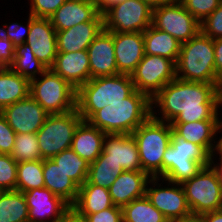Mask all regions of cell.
<instances>
[{"label":"cell","mask_w":222,"mask_h":222,"mask_svg":"<svg viewBox=\"0 0 222 222\" xmlns=\"http://www.w3.org/2000/svg\"><path fill=\"white\" fill-rule=\"evenodd\" d=\"M16 133L0 113V154H11Z\"/></svg>","instance_id":"obj_43"},{"label":"cell","mask_w":222,"mask_h":222,"mask_svg":"<svg viewBox=\"0 0 222 222\" xmlns=\"http://www.w3.org/2000/svg\"><path fill=\"white\" fill-rule=\"evenodd\" d=\"M130 76L135 89L152 99L176 78V63L163 56L145 54Z\"/></svg>","instance_id":"obj_11"},{"label":"cell","mask_w":222,"mask_h":222,"mask_svg":"<svg viewBox=\"0 0 222 222\" xmlns=\"http://www.w3.org/2000/svg\"><path fill=\"white\" fill-rule=\"evenodd\" d=\"M106 134L82 121L75 130L71 149L87 162H94L103 151L104 138Z\"/></svg>","instance_id":"obj_25"},{"label":"cell","mask_w":222,"mask_h":222,"mask_svg":"<svg viewBox=\"0 0 222 222\" xmlns=\"http://www.w3.org/2000/svg\"><path fill=\"white\" fill-rule=\"evenodd\" d=\"M28 205L29 222H54L70 205L48 188L23 192Z\"/></svg>","instance_id":"obj_16"},{"label":"cell","mask_w":222,"mask_h":222,"mask_svg":"<svg viewBox=\"0 0 222 222\" xmlns=\"http://www.w3.org/2000/svg\"><path fill=\"white\" fill-rule=\"evenodd\" d=\"M86 1L96 5L97 7H99L104 2V0H86Z\"/></svg>","instance_id":"obj_53"},{"label":"cell","mask_w":222,"mask_h":222,"mask_svg":"<svg viewBox=\"0 0 222 222\" xmlns=\"http://www.w3.org/2000/svg\"><path fill=\"white\" fill-rule=\"evenodd\" d=\"M109 189L90 184L87 180L79 187V192L72 207L79 214H94L113 207Z\"/></svg>","instance_id":"obj_27"},{"label":"cell","mask_w":222,"mask_h":222,"mask_svg":"<svg viewBox=\"0 0 222 222\" xmlns=\"http://www.w3.org/2000/svg\"><path fill=\"white\" fill-rule=\"evenodd\" d=\"M50 69L77 90L90 80L88 51L57 53Z\"/></svg>","instance_id":"obj_20"},{"label":"cell","mask_w":222,"mask_h":222,"mask_svg":"<svg viewBox=\"0 0 222 222\" xmlns=\"http://www.w3.org/2000/svg\"><path fill=\"white\" fill-rule=\"evenodd\" d=\"M141 1L147 3L151 8H155L163 4H166L172 0H141Z\"/></svg>","instance_id":"obj_52"},{"label":"cell","mask_w":222,"mask_h":222,"mask_svg":"<svg viewBox=\"0 0 222 222\" xmlns=\"http://www.w3.org/2000/svg\"><path fill=\"white\" fill-rule=\"evenodd\" d=\"M30 96L48 114H61L76 109L77 90L51 69L30 80Z\"/></svg>","instance_id":"obj_7"},{"label":"cell","mask_w":222,"mask_h":222,"mask_svg":"<svg viewBox=\"0 0 222 222\" xmlns=\"http://www.w3.org/2000/svg\"><path fill=\"white\" fill-rule=\"evenodd\" d=\"M164 181L167 187L163 186ZM145 196L170 221H183L191 214L182 184L161 177H151Z\"/></svg>","instance_id":"obj_12"},{"label":"cell","mask_w":222,"mask_h":222,"mask_svg":"<svg viewBox=\"0 0 222 222\" xmlns=\"http://www.w3.org/2000/svg\"><path fill=\"white\" fill-rule=\"evenodd\" d=\"M8 66L1 60L0 58V71L4 70L5 68H7Z\"/></svg>","instance_id":"obj_54"},{"label":"cell","mask_w":222,"mask_h":222,"mask_svg":"<svg viewBox=\"0 0 222 222\" xmlns=\"http://www.w3.org/2000/svg\"><path fill=\"white\" fill-rule=\"evenodd\" d=\"M79 187L87 180L90 163L71 148L51 158Z\"/></svg>","instance_id":"obj_34"},{"label":"cell","mask_w":222,"mask_h":222,"mask_svg":"<svg viewBox=\"0 0 222 222\" xmlns=\"http://www.w3.org/2000/svg\"><path fill=\"white\" fill-rule=\"evenodd\" d=\"M18 163L9 154H0V191H14Z\"/></svg>","instance_id":"obj_37"},{"label":"cell","mask_w":222,"mask_h":222,"mask_svg":"<svg viewBox=\"0 0 222 222\" xmlns=\"http://www.w3.org/2000/svg\"><path fill=\"white\" fill-rule=\"evenodd\" d=\"M221 106L222 84L175 78L151 99V116L167 123L222 120Z\"/></svg>","instance_id":"obj_1"},{"label":"cell","mask_w":222,"mask_h":222,"mask_svg":"<svg viewBox=\"0 0 222 222\" xmlns=\"http://www.w3.org/2000/svg\"><path fill=\"white\" fill-rule=\"evenodd\" d=\"M182 222H207V213L204 214L191 213Z\"/></svg>","instance_id":"obj_49"},{"label":"cell","mask_w":222,"mask_h":222,"mask_svg":"<svg viewBox=\"0 0 222 222\" xmlns=\"http://www.w3.org/2000/svg\"><path fill=\"white\" fill-rule=\"evenodd\" d=\"M152 26L172 35L180 43L189 41L201 31L200 23L179 0L153 8Z\"/></svg>","instance_id":"obj_10"},{"label":"cell","mask_w":222,"mask_h":222,"mask_svg":"<svg viewBox=\"0 0 222 222\" xmlns=\"http://www.w3.org/2000/svg\"><path fill=\"white\" fill-rule=\"evenodd\" d=\"M173 133L184 140L201 146L212 156L218 133L222 131V120H200L188 123H171Z\"/></svg>","instance_id":"obj_21"},{"label":"cell","mask_w":222,"mask_h":222,"mask_svg":"<svg viewBox=\"0 0 222 222\" xmlns=\"http://www.w3.org/2000/svg\"><path fill=\"white\" fill-rule=\"evenodd\" d=\"M176 78L190 82L222 84L216 76L214 41L201 31L181 43Z\"/></svg>","instance_id":"obj_4"},{"label":"cell","mask_w":222,"mask_h":222,"mask_svg":"<svg viewBox=\"0 0 222 222\" xmlns=\"http://www.w3.org/2000/svg\"><path fill=\"white\" fill-rule=\"evenodd\" d=\"M123 222H167L168 219L146 196L134 199L122 208Z\"/></svg>","instance_id":"obj_33"},{"label":"cell","mask_w":222,"mask_h":222,"mask_svg":"<svg viewBox=\"0 0 222 222\" xmlns=\"http://www.w3.org/2000/svg\"><path fill=\"white\" fill-rule=\"evenodd\" d=\"M218 161L222 163V136L216 141L215 149L211 157H218Z\"/></svg>","instance_id":"obj_51"},{"label":"cell","mask_w":222,"mask_h":222,"mask_svg":"<svg viewBox=\"0 0 222 222\" xmlns=\"http://www.w3.org/2000/svg\"><path fill=\"white\" fill-rule=\"evenodd\" d=\"M184 8L201 23L222 2V0H179Z\"/></svg>","instance_id":"obj_38"},{"label":"cell","mask_w":222,"mask_h":222,"mask_svg":"<svg viewBox=\"0 0 222 222\" xmlns=\"http://www.w3.org/2000/svg\"><path fill=\"white\" fill-rule=\"evenodd\" d=\"M11 157L17 162L42 160L36 134H16Z\"/></svg>","instance_id":"obj_36"},{"label":"cell","mask_w":222,"mask_h":222,"mask_svg":"<svg viewBox=\"0 0 222 222\" xmlns=\"http://www.w3.org/2000/svg\"><path fill=\"white\" fill-rule=\"evenodd\" d=\"M103 29V21H90L80 23L67 30L57 31L56 39L58 53L87 50L92 41Z\"/></svg>","instance_id":"obj_24"},{"label":"cell","mask_w":222,"mask_h":222,"mask_svg":"<svg viewBox=\"0 0 222 222\" xmlns=\"http://www.w3.org/2000/svg\"><path fill=\"white\" fill-rule=\"evenodd\" d=\"M167 222H182V221H170V220H168Z\"/></svg>","instance_id":"obj_55"},{"label":"cell","mask_w":222,"mask_h":222,"mask_svg":"<svg viewBox=\"0 0 222 222\" xmlns=\"http://www.w3.org/2000/svg\"><path fill=\"white\" fill-rule=\"evenodd\" d=\"M152 10L141 0H124L103 14L104 29L109 32H144L152 25Z\"/></svg>","instance_id":"obj_13"},{"label":"cell","mask_w":222,"mask_h":222,"mask_svg":"<svg viewBox=\"0 0 222 222\" xmlns=\"http://www.w3.org/2000/svg\"><path fill=\"white\" fill-rule=\"evenodd\" d=\"M0 113L16 134H36L48 116L44 108L30 95L6 106Z\"/></svg>","instance_id":"obj_14"},{"label":"cell","mask_w":222,"mask_h":222,"mask_svg":"<svg viewBox=\"0 0 222 222\" xmlns=\"http://www.w3.org/2000/svg\"><path fill=\"white\" fill-rule=\"evenodd\" d=\"M30 95V80L10 67L0 71V111Z\"/></svg>","instance_id":"obj_29"},{"label":"cell","mask_w":222,"mask_h":222,"mask_svg":"<svg viewBox=\"0 0 222 222\" xmlns=\"http://www.w3.org/2000/svg\"><path fill=\"white\" fill-rule=\"evenodd\" d=\"M85 222H123L121 207L113 206L94 214H80Z\"/></svg>","instance_id":"obj_41"},{"label":"cell","mask_w":222,"mask_h":222,"mask_svg":"<svg viewBox=\"0 0 222 222\" xmlns=\"http://www.w3.org/2000/svg\"><path fill=\"white\" fill-rule=\"evenodd\" d=\"M200 27L201 32L212 39L222 37V2L200 23Z\"/></svg>","instance_id":"obj_39"},{"label":"cell","mask_w":222,"mask_h":222,"mask_svg":"<svg viewBox=\"0 0 222 222\" xmlns=\"http://www.w3.org/2000/svg\"><path fill=\"white\" fill-rule=\"evenodd\" d=\"M13 63L9 66L22 77L32 80L44 73L47 68L35 57L28 44L15 46ZM38 74V75H37Z\"/></svg>","instance_id":"obj_32"},{"label":"cell","mask_w":222,"mask_h":222,"mask_svg":"<svg viewBox=\"0 0 222 222\" xmlns=\"http://www.w3.org/2000/svg\"><path fill=\"white\" fill-rule=\"evenodd\" d=\"M207 222H222V209L207 212Z\"/></svg>","instance_id":"obj_50"},{"label":"cell","mask_w":222,"mask_h":222,"mask_svg":"<svg viewBox=\"0 0 222 222\" xmlns=\"http://www.w3.org/2000/svg\"><path fill=\"white\" fill-rule=\"evenodd\" d=\"M82 121L77 109L61 114H48L36 133L41 157L51 159L70 149L75 130Z\"/></svg>","instance_id":"obj_8"},{"label":"cell","mask_w":222,"mask_h":222,"mask_svg":"<svg viewBox=\"0 0 222 222\" xmlns=\"http://www.w3.org/2000/svg\"><path fill=\"white\" fill-rule=\"evenodd\" d=\"M123 171L121 165L107 159V154L102 151L100 156L90 163L87 181L90 184L109 189Z\"/></svg>","instance_id":"obj_31"},{"label":"cell","mask_w":222,"mask_h":222,"mask_svg":"<svg viewBox=\"0 0 222 222\" xmlns=\"http://www.w3.org/2000/svg\"><path fill=\"white\" fill-rule=\"evenodd\" d=\"M123 1L124 0H104V2L98 7V10L103 15L108 9Z\"/></svg>","instance_id":"obj_47"},{"label":"cell","mask_w":222,"mask_h":222,"mask_svg":"<svg viewBox=\"0 0 222 222\" xmlns=\"http://www.w3.org/2000/svg\"><path fill=\"white\" fill-rule=\"evenodd\" d=\"M103 151L124 171H142L139 152L131 134H106Z\"/></svg>","instance_id":"obj_22"},{"label":"cell","mask_w":222,"mask_h":222,"mask_svg":"<svg viewBox=\"0 0 222 222\" xmlns=\"http://www.w3.org/2000/svg\"><path fill=\"white\" fill-rule=\"evenodd\" d=\"M14 50L15 46L7 39V33L3 24V28L0 26V58L8 67L14 61Z\"/></svg>","instance_id":"obj_44"},{"label":"cell","mask_w":222,"mask_h":222,"mask_svg":"<svg viewBox=\"0 0 222 222\" xmlns=\"http://www.w3.org/2000/svg\"><path fill=\"white\" fill-rule=\"evenodd\" d=\"M151 116V99L135 90L121 102L96 111L87 122L105 134H132Z\"/></svg>","instance_id":"obj_2"},{"label":"cell","mask_w":222,"mask_h":222,"mask_svg":"<svg viewBox=\"0 0 222 222\" xmlns=\"http://www.w3.org/2000/svg\"><path fill=\"white\" fill-rule=\"evenodd\" d=\"M150 178L143 171H123L109 188L114 206L123 208L134 199L145 196Z\"/></svg>","instance_id":"obj_23"},{"label":"cell","mask_w":222,"mask_h":222,"mask_svg":"<svg viewBox=\"0 0 222 222\" xmlns=\"http://www.w3.org/2000/svg\"><path fill=\"white\" fill-rule=\"evenodd\" d=\"M210 157L201 146L173 133L162 159V178L182 184L209 165Z\"/></svg>","instance_id":"obj_5"},{"label":"cell","mask_w":222,"mask_h":222,"mask_svg":"<svg viewBox=\"0 0 222 222\" xmlns=\"http://www.w3.org/2000/svg\"><path fill=\"white\" fill-rule=\"evenodd\" d=\"M29 15L37 18H50L67 0H29Z\"/></svg>","instance_id":"obj_40"},{"label":"cell","mask_w":222,"mask_h":222,"mask_svg":"<svg viewBox=\"0 0 222 222\" xmlns=\"http://www.w3.org/2000/svg\"><path fill=\"white\" fill-rule=\"evenodd\" d=\"M50 20L57 32L84 22L103 21V15L96 5L86 0H67L55 11Z\"/></svg>","instance_id":"obj_19"},{"label":"cell","mask_w":222,"mask_h":222,"mask_svg":"<svg viewBox=\"0 0 222 222\" xmlns=\"http://www.w3.org/2000/svg\"><path fill=\"white\" fill-rule=\"evenodd\" d=\"M44 188L43 159L20 162L17 165L16 191Z\"/></svg>","instance_id":"obj_35"},{"label":"cell","mask_w":222,"mask_h":222,"mask_svg":"<svg viewBox=\"0 0 222 222\" xmlns=\"http://www.w3.org/2000/svg\"><path fill=\"white\" fill-rule=\"evenodd\" d=\"M115 60L120 74L131 75L145 55L142 32H113Z\"/></svg>","instance_id":"obj_17"},{"label":"cell","mask_w":222,"mask_h":222,"mask_svg":"<svg viewBox=\"0 0 222 222\" xmlns=\"http://www.w3.org/2000/svg\"><path fill=\"white\" fill-rule=\"evenodd\" d=\"M44 187L72 206L79 186L52 160L43 159Z\"/></svg>","instance_id":"obj_26"},{"label":"cell","mask_w":222,"mask_h":222,"mask_svg":"<svg viewBox=\"0 0 222 222\" xmlns=\"http://www.w3.org/2000/svg\"><path fill=\"white\" fill-rule=\"evenodd\" d=\"M182 186L191 213L204 214L222 209V187L210 164L184 181Z\"/></svg>","instance_id":"obj_9"},{"label":"cell","mask_w":222,"mask_h":222,"mask_svg":"<svg viewBox=\"0 0 222 222\" xmlns=\"http://www.w3.org/2000/svg\"><path fill=\"white\" fill-rule=\"evenodd\" d=\"M28 210L23 192H0V222H29Z\"/></svg>","instance_id":"obj_30"},{"label":"cell","mask_w":222,"mask_h":222,"mask_svg":"<svg viewBox=\"0 0 222 222\" xmlns=\"http://www.w3.org/2000/svg\"><path fill=\"white\" fill-rule=\"evenodd\" d=\"M173 134L171 123L150 116L131 135L137 144L142 171L162 178V159Z\"/></svg>","instance_id":"obj_6"},{"label":"cell","mask_w":222,"mask_h":222,"mask_svg":"<svg viewBox=\"0 0 222 222\" xmlns=\"http://www.w3.org/2000/svg\"><path fill=\"white\" fill-rule=\"evenodd\" d=\"M216 76L222 81V37L213 39Z\"/></svg>","instance_id":"obj_45"},{"label":"cell","mask_w":222,"mask_h":222,"mask_svg":"<svg viewBox=\"0 0 222 222\" xmlns=\"http://www.w3.org/2000/svg\"><path fill=\"white\" fill-rule=\"evenodd\" d=\"M145 54L163 56L177 63L181 43L172 35L150 25L144 32Z\"/></svg>","instance_id":"obj_28"},{"label":"cell","mask_w":222,"mask_h":222,"mask_svg":"<svg viewBox=\"0 0 222 222\" xmlns=\"http://www.w3.org/2000/svg\"><path fill=\"white\" fill-rule=\"evenodd\" d=\"M90 79L120 74L115 60L113 32L105 29L92 41L88 49Z\"/></svg>","instance_id":"obj_18"},{"label":"cell","mask_w":222,"mask_h":222,"mask_svg":"<svg viewBox=\"0 0 222 222\" xmlns=\"http://www.w3.org/2000/svg\"><path fill=\"white\" fill-rule=\"evenodd\" d=\"M128 74L91 78L77 89L76 109L83 121L111 103L121 102L135 91Z\"/></svg>","instance_id":"obj_3"},{"label":"cell","mask_w":222,"mask_h":222,"mask_svg":"<svg viewBox=\"0 0 222 222\" xmlns=\"http://www.w3.org/2000/svg\"><path fill=\"white\" fill-rule=\"evenodd\" d=\"M26 20L27 25L25 23V26L23 23L21 24L18 22L10 23V25H7V23L4 24L7 33V39L11 41L14 46L21 45L27 40L30 30V15Z\"/></svg>","instance_id":"obj_42"},{"label":"cell","mask_w":222,"mask_h":222,"mask_svg":"<svg viewBox=\"0 0 222 222\" xmlns=\"http://www.w3.org/2000/svg\"><path fill=\"white\" fill-rule=\"evenodd\" d=\"M54 222H85V220L72 206H70Z\"/></svg>","instance_id":"obj_46"},{"label":"cell","mask_w":222,"mask_h":222,"mask_svg":"<svg viewBox=\"0 0 222 222\" xmlns=\"http://www.w3.org/2000/svg\"><path fill=\"white\" fill-rule=\"evenodd\" d=\"M25 43L47 69L53 66L58 51L56 30L50 18H37L30 15V30Z\"/></svg>","instance_id":"obj_15"},{"label":"cell","mask_w":222,"mask_h":222,"mask_svg":"<svg viewBox=\"0 0 222 222\" xmlns=\"http://www.w3.org/2000/svg\"><path fill=\"white\" fill-rule=\"evenodd\" d=\"M216 157H210V162L209 164L213 167V169L215 170L218 179H219V183L221 184L222 187V163L221 162H214V160H216Z\"/></svg>","instance_id":"obj_48"}]
</instances>
